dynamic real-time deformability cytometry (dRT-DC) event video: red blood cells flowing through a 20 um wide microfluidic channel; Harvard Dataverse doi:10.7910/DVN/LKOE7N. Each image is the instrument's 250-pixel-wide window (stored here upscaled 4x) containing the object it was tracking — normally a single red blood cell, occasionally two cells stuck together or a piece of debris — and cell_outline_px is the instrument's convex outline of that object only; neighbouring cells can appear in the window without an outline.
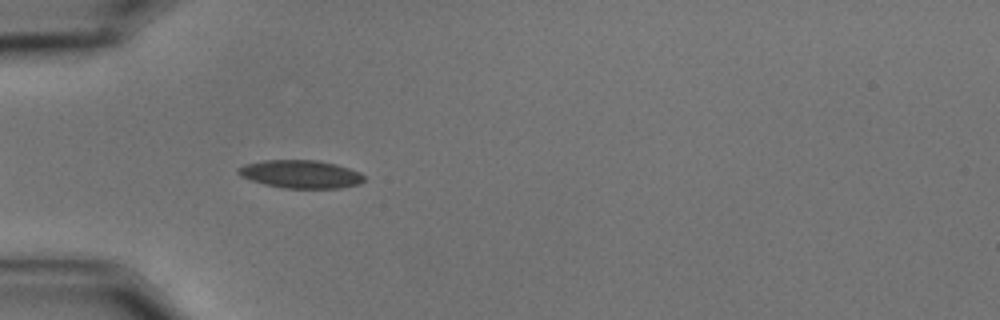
{"species": "common noctule bat (a hibernating species)", "species_latin": "Nyctalus noctula", "temperature_condition": "cold", "stored_images_in_passage": 9, "camera_frame_rate_fps": 3000, "um_per_image_px": 0.085, "animal": {"sex": "male", "body_mass_g": 15.6}, "frame": {"image": 1, "passage_image": 5, "time_ms": 1.333, "image_size_px": [1000, 320], "cell_outline_px": [[364, 180], [360, 184], [340, 188], [284, 188], [264, 184], [240, 176], [236, 172], [236, 168], [244, 164], [264, 160], [316, 160], [336, 164], [360, 172], [364, 176]], "centroid_in_image_um": [25.54, 14.8], "position_along_channel_um": 59.5, "area_um2": 20.63}}
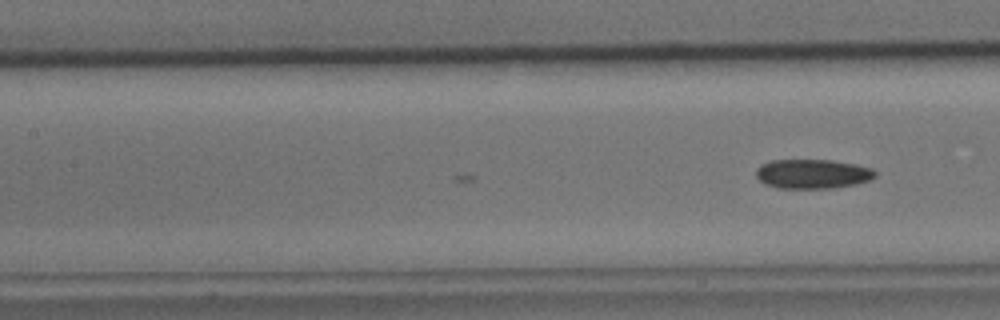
{"frame": {"image": 2, "passage_image": 9, "time_ms": 2.667, "image_size_px": [1000, 320], "cell_outline_px": [[876, 176], [872, 180], [856, 184], [836, 188], [780, 188], [764, 184], [756, 176], [756, 168], [760, 164], [772, 160], [832, 160], [872, 168], [876, 172]], "centroid_in_image_um": [69.07, 14.78], "position_along_channel_um": 138.3, "area_um2": 20.52}}